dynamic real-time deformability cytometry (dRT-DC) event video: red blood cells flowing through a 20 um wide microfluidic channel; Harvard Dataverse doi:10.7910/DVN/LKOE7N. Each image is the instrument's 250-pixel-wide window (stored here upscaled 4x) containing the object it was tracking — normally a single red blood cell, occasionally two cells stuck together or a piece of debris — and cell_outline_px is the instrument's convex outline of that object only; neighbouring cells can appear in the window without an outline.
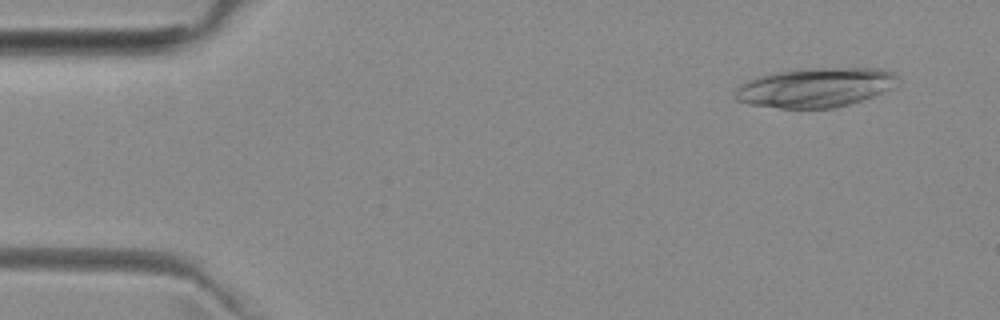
{"species": "common noctule bat (a hibernating species)", "species_latin": "Nyctalus noctula", "temperature_condition": "room temperature", "stored_images_in_passage": 4, "camera_frame_rate_fps": 3000, "um_per_image_px": 0.085, "animal": {"sex": "female", "body_mass_g": 29.2, "forearm_length_mm": 56.3}, "frame": {"image": 1, "passage_image": 2, "time_ms": 1.0, "image_size_px": [1000, 320], "cell_outline_px": [[900, 84], [892, 88], [872, 96], [848, 104], [832, 108], [780, 108], [748, 104], [736, 100], [736, 88], [740, 84], [760, 76], [776, 72], [816, 68], [880, 68], [892, 72], [900, 76]], "centroid_in_image_um": [69.36, 7.43], "position_along_channel_um": 15.6, "area_um2": 37.17}}